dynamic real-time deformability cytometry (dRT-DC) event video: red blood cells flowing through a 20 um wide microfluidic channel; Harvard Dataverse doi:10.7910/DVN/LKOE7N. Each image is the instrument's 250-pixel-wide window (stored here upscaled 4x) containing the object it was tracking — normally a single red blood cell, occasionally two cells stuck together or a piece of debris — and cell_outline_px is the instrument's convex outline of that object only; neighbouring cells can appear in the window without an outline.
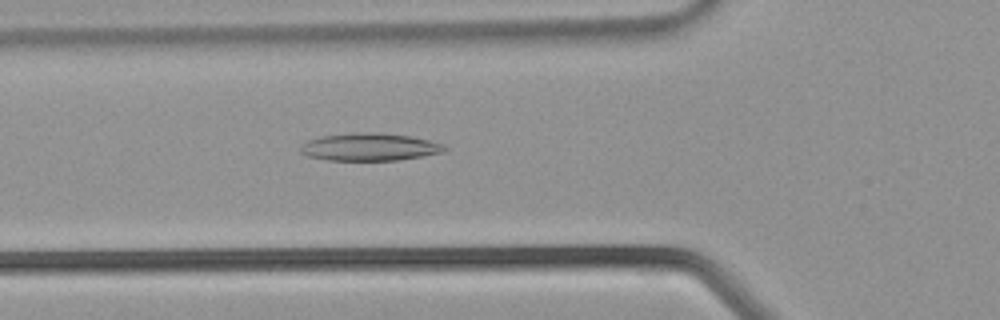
{"species": "common noctule bat (a hibernating species)", "species_latin": "Nyctalus noctula", "temperature_condition": "warm", "stored_images_in_passage": 24, "camera_frame_rate_fps": 3000, "um_per_image_px": 0.085, "animal": {"sex": "male", "body_mass_g": 21.5, "forearm_length_mm": 52.0}, "frame": {"image": 1, "passage_image": 11, "time_ms": 3.333, "image_size_px": [1000, 320], "cell_outline_px": [[448, 148], [444, 152], [400, 160], [328, 160], [308, 156], [300, 152], [300, 148], [308, 140], [320, 136], [352, 132], [380, 132], [412, 136], [444, 144]], "centroid_in_image_um": [31.44, 12.48], "position_along_channel_um": 94.4, "area_um2": 23.35}}
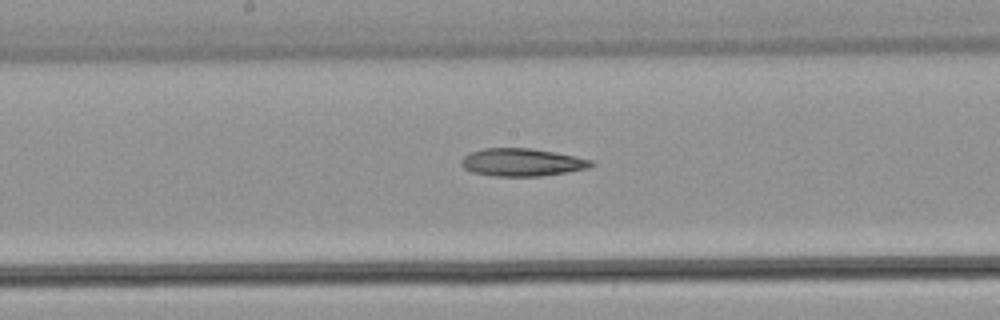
{"frame": {"image": 2, "passage_image": 17, "time_ms": 5.333, "image_size_px": [1000, 320], "cell_outline_px": [[596, 164], [588, 168], [568, 172], [540, 176], [496, 176], [472, 172], [464, 168], [460, 164], [460, 160], [464, 156], [472, 152], [484, 148], [532, 148], [592, 160]], "centroid_in_image_um": [44.35, 13.8], "position_along_channel_um": 203.8, "area_um2": 20.87}}
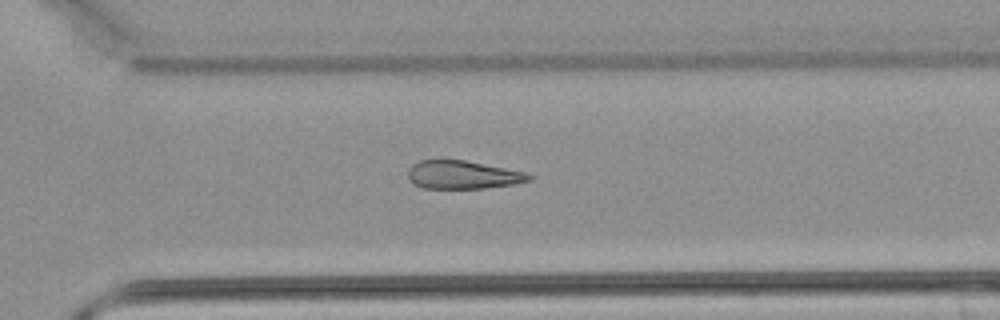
{"frame": {"image": 3, "passage_image": 24, "time_ms": 7.667, "image_size_px": [1000, 320], "cell_outline_px": [[532, 180], [516, 184], [484, 188], [424, 188], [416, 184], [408, 176], [408, 168], [412, 164], [420, 160], [464, 160], [504, 168], [520, 172], [532, 176]], "centroid_in_image_um": [39.32, 14.86], "position_along_channel_um": 331.3, "area_um2": 19.54}}